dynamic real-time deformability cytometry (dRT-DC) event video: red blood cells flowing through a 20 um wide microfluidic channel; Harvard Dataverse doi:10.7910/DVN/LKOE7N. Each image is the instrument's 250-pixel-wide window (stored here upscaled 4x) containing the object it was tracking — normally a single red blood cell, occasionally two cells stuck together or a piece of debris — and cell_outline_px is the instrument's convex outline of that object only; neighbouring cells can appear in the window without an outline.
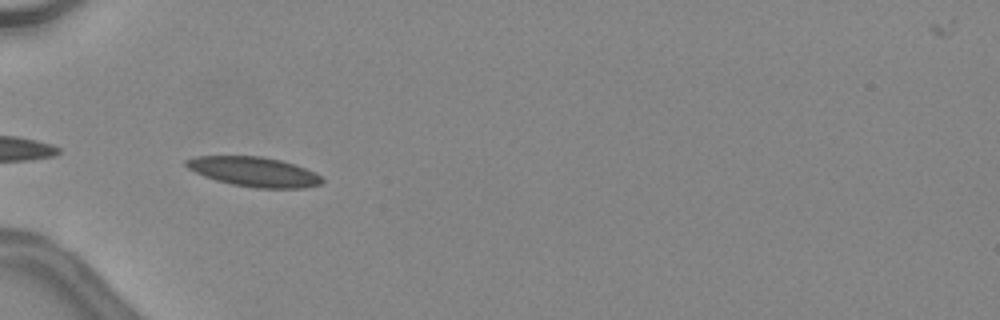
{"species": "common noctule bat (a hibernating species)", "species_latin": "Nyctalus noctula", "temperature_condition": "warm", "stored_images_in_passage": 13, "camera_frame_rate_fps": 3000, "um_per_image_px": 0.085, "animal": {"sex": "female", "body_mass_g": 24.6, "forearm_length_mm": 56.2}, "frame": {"image": 1, "passage_image": 1, "time_ms": 0.0, "image_size_px": [1000, 320], "cell_outline_px": [[324, 180], [320, 184], [304, 188], [256, 188], [232, 184], [216, 180], [204, 176], [188, 168], [184, 164], [184, 160], [196, 156], [260, 156], [280, 160], [316, 172]], "centroid_in_image_um": [21.58, 14.6], "position_along_channel_um": 63.4, "area_um2": 23.35}}